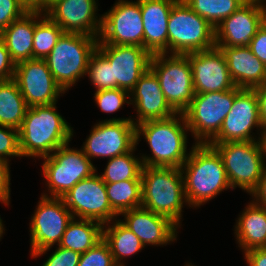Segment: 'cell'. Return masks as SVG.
Wrapping results in <instances>:
<instances>
[{
	"label": "cell",
	"mask_w": 266,
	"mask_h": 266,
	"mask_svg": "<svg viewBox=\"0 0 266 266\" xmlns=\"http://www.w3.org/2000/svg\"><path fill=\"white\" fill-rule=\"evenodd\" d=\"M190 62L195 94L227 91L236 87L224 54L217 47L185 54Z\"/></svg>",
	"instance_id": "20"
},
{
	"label": "cell",
	"mask_w": 266,
	"mask_h": 266,
	"mask_svg": "<svg viewBox=\"0 0 266 266\" xmlns=\"http://www.w3.org/2000/svg\"><path fill=\"white\" fill-rule=\"evenodd\" d=\"M69 143L41 158V172L45 180L43 184L48 190L42 192V196L62 198L80 180L89 178L98 171L81 148H71Z\"/></svg>",
	"instance_id": "6"
},
{
	"label": "cell",
	"mask_w": 266,
	"mask_h": 266,
	"mask_svg": "<svg viewBox=\"0 0 266 266\" xmlns=\"http://www.w3.org/2000/svg\"><path fill=\"white\" fill-rule=\"evenodd\" d=\"M129 96L130 105L136 111V115H131L135 125L150 120L167 119L176 114L166 101L159 80L150 68L140 77Z\"/></svg>",
	"instance_id": "22"
},
{
	"label": "cell",
	"mask_w": 266,
	"mask_h": 266,
	"mask_svg": "<svg viewBox=\"0 0 266 266\" xmlns=\"http://www.w3.org/2000/svg\"><path fill=\"white\" fill-rule=\"evenodd\" d=\"M149 68L157 76L166 101L176 113H184L194 98L193 76L186 55L158 53Z\"/></svg>",
	"instance_id": "10"
},
{
	"label": "cell",
	"mask_w": 266,
	"mask_h": 266,
	"mask_svg": "<svg viewBox=\"0 0 266 266\" xmlns=\"http://www.w3.org/2000/svg\"><path fill=\"white\" fill-rule=\"evenodd\" d=\"M103 240L108 244L117 266H126L125 258L128 259L145 248L138 236L125 226L119 218L104 224Z\"/></svg>",
	"instance_id": "27"
},
{
	"label": "cell",
	"mask_w": 266,
	"mask_h": 266,
	"mask_svg": "<svg viewBox=\"0 0 266 266\" xmlns=\"http://www.w3.org/2000/svg\"><path fill=\"white\" fill-rule=\"evenodd\" d=\"M94 102L103 113L112 114L130 105L129 92L120 88L95 91Z\"/></svg>",
	"instance_id": "35"
},
{
	"label": "cell",
	"mask_w": 266,
	"mask_h": 266,
	"mask_svg": "<svg viewBox=\"0 0 266 266\" xmlns=\"http://www.w3.org/2000/svg\"><path fill=\"white\" fill-rule=\"evenodd\" d=\"M57 103L29 107L20 128L19 150L22 157L35 160L51 155L71 142L74 127L57 111Z\"/></svg>",
	"instance_id": "3"
},
{
	"label": "cell",
	"mask_w": 266,
	"mask_h": 266,
	"mask_svg": "<svg viewBox=\"0 0 266 266\" xmlns=\"http://www.w3.org/2000/svg\"><path fill=\"white\" fill-rule=\"evenodd\" d=\"M136 146V125L132 117H113L99 120L90 130L82 151L93 159H111L130 152Z\"/></svg>",
	"instance_id": "12"
},
{
	"label": "cell",
	"mask_w": 266,
	"mask_h": 266,
	"mask_svg": "<svg viewBox=\"0 0 266 266\" xmlns=\"http://www.w3.org/2000/svg\"><path fill=\"white\" fill-rule=\"evenodd\" d=\"M58 1L60 0H42L39 6L35 10H38L45 14Z\"/></svg>",
	"instance_id": "46"
},
{
	"label": "cell",
	"mask_w": 266,
	"mask_h": 266,
	"mask_svg": "<svg viewBox=\"0 0 266 266\" xmlns=\"http://www.w3.org/2000/svg\"><path fill=\"white\" fill-rule=\"evenodd\" d=\"M217 48L224 54L236 87L254 89L266 82V65L252 53L249 46Z\"/></svg>",
	"instance_id": "24"
},
{
	"label": "cell",
	"mask_w": 266,
	"mask_h": 266,
	"mask_svg": "<svg viewBox=\"0 0 266 266\" xmlns=\"http://www.w3.org/2000/svg\"><path fill=\"white\" fill-rule=\"evenodd\" d=\"M243 256L247 266H266V247L248 250Z\"/></svg>",
	"instance_id": "43"
},
{
	"label": "cell",
	"mask_w": 266,
	"mask_h": 266,
	"mask_svg": "<svg viewBox=\"0 0 266 266\" xmlns=\"http://www.w3.org/2000/svg\"><path fill=\"white\" fill-rule=\"evenodd\" d=\"M234 98L235 88L194 95L189 108L183 113L193 143L208 144L219 133Z\"/></svg>",
	"instance_id": "11"
},
{
	"label": "cell",
	"mask_w": 266,
	"mask_h": 266,
	"mask_svg": "<svg viewBox=\"0 0 266 266\" xmlns=\"http://www.w3.org/2000/svg\"><path fill=\"white\" fill-rule=\"evenodd\" d=\"M98 0H60L45 14L57 23L64 33L84 34L99 38L102 15Z\"/></svg>",
	"instance_id": "19"
},
{
	"label": "cell",
	"mask_w": 266,
	"mask_h": 266,
	"mask_svg": "<svg viewBox=\"0 0 266 266\" xmlns=\"http://www.w3.org/2000/svg\"><path fill=\"white\" fill-rule=\"evenodd\" d=\"M266 20V2L247 0L215 28V47L249 46Z\"/></svg>",
	"instance_id": "17"
},
{
	"label": "cell",
	"mask_w": 266,
	"mask_h": 266,
	"mask_svg": "<svg viewBox=\"0 0 266 266\" xmlns=\"http://www.w3.org/2000/svg\"><path fill=\"white\" fill-rule=\"evenodd\" d=\"M250 199L256 204L266 208V167L256 189L250 194Z\"/></svg>",
	"instance_id": "44"
},
{
	"label": "cell",
	"mask_w": 266,
	"mask_h": 266,
	"mask_svg": "<svg viewBox=\"0 0 266 266\" xmlns=\"http://www.w3.org/2000/svg\"><path fill=\"white\" fill-rule=\"evenodd\" d=\"M262 131L255 89L235 87L231 110L224 118L219 133L209 143L255 141L259 140Z\"/></svg>",
	"instance_id": "13"
},
{
	"label": "cell",
	"mask_w": 266,
	"mask_h": 266,
	"mask_svg": "<svg viewBox=\"0 0 266 266\" xmlns=\"http://www.w3.org/2000/svg\"><path fill=\"white\" fill-rule=\"evenodd\" d=\"M64 33L46 14L35 10L33 59H45Z\"/></svg>",
	"instance_id": "32"
},
{
	"label": "cell",
	"mask_w": 266,
	"mask_h": 266,
	"mask_svg": "<svg viewBox=\"0 0 266 266\" xmlns=\"http://www.w3.org/2000/svg\"><path fill=\"white\" fill-rule=\"evenodd\" d=\"M103 226L95 220L73 218L59 246L83 254L103 239Z\"/></svg>",
	"instance_id": "28"
},
{
	"label": "cell",
	"mask_w": 266,
	"mask_h": 266,
	"mask_svg": "<svg viewBox=\"0 0 266 266\" xmlns=\"http://www.w3.org/2000/svg\"><path fill=\"white\" fill-rule=\"evenodd\" d=\"M86 76L95 91L113 89V66L97 49L90 55Z\"/></svg>",
	"instance_id": "34"
},
{
	"label": "cell",
	"mask_w": 266,
	"mask_h": 266,
	"mask_svg": "<svg viewBox=\"0 0 266 266\" xmlns=\"http://www.w3.org/2000/svg\"><path fill=\"white\" fill-rule=\"evenodd\" d=\"M180 169L189 208L199 209L224 190H232L222 158L209 144L193 143L188 158Z\"/></svg>",
	"instance_id": "2"
},
{
	"label": "cell",
	"mask_w": 266,
	"mask_h": 266,
	"mask_svg": "<svg viewBox=\"0 0 266 266\" xmlns=\"http://www.w3.org/2000/svg\"><path fill=\"white\" fill-rule=\"evenodd\" d=\"M28 108L14 79L0 81V125L19 129Z\"/></svg>",
	"instance_id": "29"
},
{
	"label": "cell",
	"mask_w": 266,
	"mask_h": 266,
	"mask_svg": "<svg viewBox=\"0 0 266 266\" xmlns=\"http://www.w3.org/2000/svg\"><path fill=\"white\" fill-rule=\"evenodd\" d=\"M142 205L154 213L166 216L179 228L188 206L180 168L143 166L141 173Z\"/></svg>",
	"instance_id": "4"
},
{
	"label": "cell",
	"mask_w": 266,
	"mask_h": 266,
	"mask_svg": "<svg viewBox=\"0 0 266 266\" xmlns=\"http://www.w3.org/2000/svg\"><path fill=\"white\" fill-rule=\"evenodd\" d=\"M24 5H26L30 10H35L42 0H20Z\"/></svg>",
	"instance_id": "48"
},
{
	"label": "cell",
	"mask_w": 266,
	"mask_h": 266,
	"mask_svg": "<svg viewBox=\"0 0 266 266\" xmlns=\"http://www.w3.org/2000/svg\"><path fill=\"white\" fill-rule=\"evenodd\" d=\"M20 157L18 129L0 125V159L10 163L11 158Z\"/></svg>",
	"instance_id": "37"
},
{
	"label": "cell",
	"mask_w": 266,
	"mask_h": 266,
	"mask_svg": "<svg viewBox=\"0 0 266 266\" xmlns=\"http://www.w3.org/2000/svg\"><path fill=\"white\" fill-rule=\"evenodd\" d=\"M47 260L41 266H78L81 254L74 250L55 246Z\"/></svg>",
	"instance_id": "39"
},
{
	"label": "cell",
	"mask_w": 266,
	"mask_h": 266,
	"mask_svg": "<svg viewBox=\"0 0 266 266\" xmlns=\"http://www.w3.org/2000/svg\"><path fill=\"white\" fill-rule=\"evenodd\" d=\"M73 219L62 198L40 196L29 222L30 256L36 260L61 242L68 223Z\"/></svg>",
	"instance_id": "9"
},
{
	"label": "cell",
	"mask_w": 266,
	"mask_h": 266,
	"mask_svg": "<svg viewBox=\"0 0 266 266\" xmlns=\"http://www.w3.org/2000/svg\"><path fill=\"white\" fill-rule=\"evenodd\" d=\"M5 224L3 223V220L1 219L0 215V241L3 238V235H5Z\"/></svg>",
	"instance_id": "49"
},
{
	"label": "cell",
	"mask_w": 266,
	"mask_h": 266,
	"mask_svg": "<svg viewBox=\"0 0 266 266\" xmlns=\"http://www.w3.org/2000/svg\"><path fill=\"white\" fill-rule=\"evenodd\" d=\"M237 217L233 231L241 252L266 247V208L250 200Z\"/></svg>",
	"instance_id": "25"
},
{
	"label": "cell",
	"mask_w": 266,
	"mask_h": 266,
	"mask_svg": "<svg viewBox=\"0 0 266 266\" xmlns=\"http://www.w3.org/2000/svg\"><path fill=\"white\" fill-rule=\"evenodd\" d=\"M194 12L216 28L247 0H183Z\"/></svg>",
	"instance_id": "33"
},
{
	"label": "cell",
	"mask_w": 266,
	"mask_h": 266,
	"mask_svg": "<svg viewBox=\"0 0 266 266\" xmlns=\"http://www.w3.org/2000/svg\"><path fill=\"white\" fill-rule=\"evenodd\" d=\"M258 97L259 116L263 128L266 127V82L254 88Z\"/></svg>",
	"instance_id": "45"
},
{
	"label": "cell",
	"mask_w": 266,
	"mask_h": 266,
	"mask_svg": "<svg viewBox=\"0 0 266 266\" xmlns=\"http://www.w3.org/2000/svg\"><path fill=\"white\" fill-rule=\"evenodd\" d=\"M34 30L35 10H29L0 33L15 64L33 59Z\"/></svg>",
	"instance_id": "26"
},
{
	"label": "cell",
	"mask_w": 266,
	"mask_h": 266,
	"mask_svg": "<svg viewBox=\"0 0 266 266\" xmlns=\"http://www.w3.org/2000/svg\"><path fill=\"white\" fill-rule=\"evenodd\" d=\"M78 266H117L108 244L102 239L94 247L81 254Z\"/></svg>",
	"instance_id": "36"
},
{
	"label": "cell",
	"mask_w": 266,
	"mask_h": 266,
	"mask_svg": "<svg viewBox=\"0 0 266 266\" xmlns=\"http://www.w3.org/2000/svg\"><path fill=\"white\" fill-rule=\"evenodd\" d=\"M259 142L262 148L263 157L265 160V166H266V127L263 128V131L260 134Z\"/></svg>",
	"instance_id": "47"
},
{
	"label": "cell",
	"mask_w": 266,
	"mask_h": 266,
	"mask_svg": "<svg viewBox=\"0 0 266 266\" xmlns=\"http://www.w3.org/2000/svg\"><path fill=\"white\" fill-rule=\"evenodd\" d=\"M208 144L220 154L232 191L238 187L250 195L266 167L259 140Z\"/></svg>",
	"instance_id": "8"
},
{
	"label": "cell",
	"mask_w": 266,
	"mask_h": 266,
	"mask_svg": "<svg viewBox=\"0 0 266 266\" xmlns=\"http://www.w3.org/2000/svg\"><path fill=\"white\" fill-rule=\"evenodd\" d=\"M62 199L73 218L95 220L103 225L119 218L111 208L105 183L98 172L80 180Z\"/></svg>",
	"instance_id": "15"
},
{
	"label": "cell",
	"mask_w": 266,
	"mask_h": 266,
	"mask_svg": "<svg viewBox=\"0 0 266 266\" xmlns=\"http://www.w3.org/2000/svg\"><path fill=\"white\" fill-rule=\"evenodd\" d=\"M16 64L12 61L9 51L0 38V81L14 78Z\"/></svg>",
	"instance_id": "42"
},
{
	"label": "cell",
	"mask_w": 266,
	"mask_h": 266,
	"mask_svg": "<svg viewBox=\"0 0 266 266\" xmlns=\"http://www.w3.org/2000/svg\"><path fill=\"white\" fill-rule=\"evenodd\" d=\"M215 47V28L178 0L168 18V54H188Z\"/></svg>",
	"instance_id": "7"
},
{
	"label": "cell",
	"mask_w": 266,
	"mask_h": 266,
	"mask_svg": "<svg viewBox=\"0 0 266 266\" xmlns=\"http://www.w3.org/2000/svg\"><path fill=\"white\" fill-rule=\"evenodd\" d=\"M97 43V37L63 33L44 59L56 83L65 93L86 77L88 61Z\"/></svg>",
	"instance_id": "5"
},
{
	"label": "cell",
	"mask_w": 266,
	"mask_h": 266,
	"mask_svg": "<svg viewBox=\"0 0 266 266\" xmlns=\"http://www.w3.org/2000/svg\"><path fill=\"white\" fill-rule=\"evenodd\" d=\"M11 163L0 159V203L4 206L11 204Z\"/></svg>",
	"instance_id": "40"
},
{
	"label": "cell",
	"mask_w": 266,
	"mask_h": 266,
	"mask_svg": "<svg viewBox=\"0 0 266 266\" xmlns=\"http://www.w3.org/2000/svg\"><path fill=\"white\" fill-rule=\"evenodd\" d=\"M119 218L138 236L145 248L147 246L164 247L178 240L180 228L174 222L166 216L143 207L124 211L119 215Z\"/></svg>",
	"instance_id": "21"
},
{
	"label": "cell",
	"mask_w": 266,
	"mask_h": 266,
	"mask_svg": "<svg viewBox=\"0 0 266 266\" xmlns=\"http://www.w3.org/2000/svg\"><path fill=\"white\" fill-rule=\"evenodd\" d=\"M97 44L144 47V24L140 0H116L102 14V29Z\"/></svg>",
	"instance_id": "14"
},
{
	"label": "cell",
	"mask_w": 266,
	"mask_h": 266,
	"mask_svg": "<svg viewBox=\"0 0 266 266\" xmlns=\"http://www.w3.org/2000/svg\"><path fill=\"white\" fill-rule=\"evenodd\" d=\"M96 49L113 66V89L130 91L149 69L151 54L136 45L97 44Z\"/></svg>",
	"instance_id": "18"
},
{
	"label": "cell",
	"mask_w": 266,
	"mask_h": 266,
	"mask_svg": "<svg viewBox=\"0 0 266 266\" xmlns=\"http://www.w3.org/2000/svg\"><path fill=\"white\" fill-rule=\"evenodd\" d=\"M13 79L28 107L58 103V99L65 94L44 59H30L16 64Z\"/></svg>",
	"instance_id": "16"
},
{
	"label": "cell",
	"mask_w": 266,
	"mask_h": 266,
	"mask_svg": "<svg viewBox=\"0 0 266 266\" xmlns=\"http://www.w3.org/2000/svg\"><path fill=\"white\" fill-rule=\"evenodd\" d=\"M188 133L189 128L183 113L137 124L136 145L144 139L151 152L139 153L143 166L180 168L191 150L190 147L188 149Z\"/></svg>",
	"instance_id": "1"
},
{
	"label": "cell",
	"mask_w": 266,
	"mask_h": 266,
	"mask_svg": "<svg viewBox=\"0 0 266 266\" xmlns=\"http://www.w3.org/2000/svg\"><path fill=\"white\" fill-rule=\"evenodd\" d=\"M105 186L111 208L118 215L124 211L141 207V180H125L116 183H105Z\"/></svg>",
	"instance_id": "31"
},
{
	"label": "cell",
	"mask_w": 266,
	"mask_h": 266,
	"mask_svg": "<svg viewBox=\"0 0 266 266\" xmlns=\"http://www.w3.org/2000/svg\"><path fill=\"white\" fill-rule=\"evenodd\" d=\"M249 48L252 53L266 65V20L252 38Z\"/></svg>",
	"instance_id": "41"
},
{
	"label": "cell",
	"mask_w": 266,
	"mask_h": 266,
	"mask_svg": "<svg viewBox=\"0 0 266 266\" xmlns=\"http://www.w3.org/2000/svg\"><path fill=\"white\" fill-rule=\"evenodd\" d=\"M178 0H140L144 48L151 54H168V18Z\"/></svg>",
	"instance_id": "23"
},
{
	"label": "cell",
	"mask_w": 266,
	"mask_h": 266,
	"mask_svg": "<svg viewBox=\"0 0 266 266\" xmlns=\"http://www.w3.org/2000/svg\"><path fill=\"white\" fill-rule=\"evenodd\" d=\"M184 266H196V265H194V263H191L189 261H187V262L185 261Z\"/></svg>",
	"instance_id": "50"
},
{
	"label": "cell",
	"mask_w": 266,
	"mask_h": 266,
	"mask_svg": "<svg viewBox=\"0 0 266 266\" xmlns=\"http://www.w3.org/2000/svg\"><path fill=\"white\" fill-rule=\"evenodd\" d=\"M29 10L20 0H0V33Z\"/></svg>",
	"instance_id": "38"
},
{
	"label": "cell",
	"mask_w": 266,
	"mask_h": 266,
	"mask_svg": "<svg viewBox=\"0 0 266 266\" xmlns=\"http://www.w3.org/2000/svg\"><path fill=\"white\" fill-rule=\"evenodd\" d=\"M137 145L123 155L107 160L104 172L98 173L104 183H116L125 180H141L142 159L135 155ZM139 156V157H138Z\"/></svg>",
	"instance_id": "30"
}]
</instances>
